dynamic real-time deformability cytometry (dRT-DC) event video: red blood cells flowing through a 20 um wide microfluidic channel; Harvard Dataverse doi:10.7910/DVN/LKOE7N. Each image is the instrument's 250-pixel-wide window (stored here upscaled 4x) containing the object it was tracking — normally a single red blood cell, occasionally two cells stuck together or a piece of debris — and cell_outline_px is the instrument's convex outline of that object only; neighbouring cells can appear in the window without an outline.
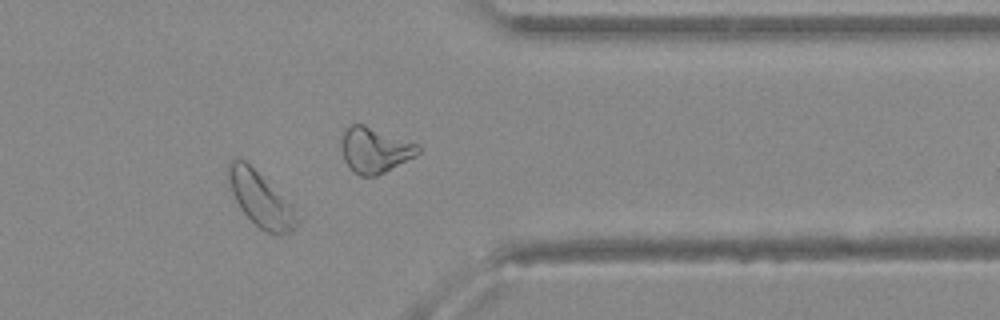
{"species": "Egyptian fruit bat (a non-hibernating species)", "species_latin": "Rousettus aegyptiacus", "temperature_condition": "warm", "stored_images_in_passage": 33, "camera_frame_rate_fps": 3000, "um_per_image_px": 0.085, "animal": {"sex": "female"}, "frame": {"image": 1, "passage_image": 24, "time_ms": 7.667, "image_size_px": [1000, 320], "cell_outline_px": [[304, 220], [292, 232], [268, 232], [260, 228], [240, 208], [232, 192], [228, 180], [228, 164], [232, 160], [244, 160], [304, 216]], "centroid_in_image_um": [22.24, 16.98], "position_along_channel_um": 389.2, "area_um2": 21.5}}